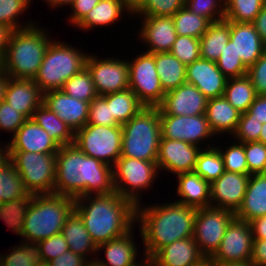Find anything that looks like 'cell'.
Here are the masks:
<instances>
[{
	"label": "cell",
	"instance_id": "cell-1",
	"mask_svg": "<svg viewBox=\"0 0 266 266\" xmlns=\"http://www.w3.org/2000/svg\"><path fill=\"white\" fill-rule=\"evenodd\" d=\"M113 192L115 188L110 165L87 156L74 144L59 148L56 153L54 194L75 199Z\"/></svg>",
	"mask_w": 266,
	"mask_h": 266
},
{
	"label": "cell",
	"instance_id": "cell-2",
	"mask_svg": "<svg viewBox=\"0 0 266 266\" xmlns=\"http://www.w3.org/2000/svg\"><path fill=\"white\" fill-rule=\"evenodd\" d=\"M153 204L137 205L136 224L144 248L142 256L150 258L177 240L193 237L197 213L196 208L175 201Z\"/></svg>",
	"mask_w": 266,
	"mask_h": 266
},
{
	"label": "cell",
	"instance_id": "cell-3",
	"mask_svg": "<svg viewBox=\"0 0 266 266\" xmlns=\"http://www.w3.org/2000/svg\"><path fill=\"white\" fill-rule=\"evenodd\" d=\"M74 210L96 246L127 234L137 223V205L116 191L77 197Z\"/></svg>",
	"mask_w": 266,
	"mask_h": 266
},
{
	"label": "cell",
	"instance_id": "cell-4",
	"mask_svg": "<svg viewBox=\"0 0 266 266\" xmlns=\"http://www.w3.org/2000/svg\"><path fill=\"white\" fill-rule=\"evenodd\" d=\"M35 24L14 30L3 57V70L10 78L34 79L52 36Z\"/></svg>",
	"mask_w": 266,
	"mask_h": 266
},
{
	"label": "cell",
	"instance_id": "cell-5",
	"mask_svg": "<svg viewBox=\"0 0 266 266\" xmlns=\"http://www.w3.org/2000/svg\"><path fill=\"white\" fill-rule=\"evenodd\" d=\"M75 199L58 194H33L24 219L21 238L40 242L61 233L67 217L74 210Z\"/></svg>",
	"mask_w": 266,
	"mask_h": 266
},
{
	"label": "cell",
	"instance_id": "cell-6",
	"mask_svg": "<svg viewBox=\"0 0 266 266\" xmlns=\"http://www.w3.org/2000/svg\"><path fill=\"white\" fill-rule=\"evenodd\" d=\"M121 127V156L156 162L161 139L158 107H143Z\"/></svg>",
	"mask_w": 266,
	"mask_h": 266
},
{
	"label": "cell",
	"instance_id": "cell-7",
	"mask_svg": "<svg viewBox=\"0 0 266 266\" xmlns=\"http://www.w3.org/2000/svg\"><path fill=\"white\" fill-rule=\"evenodd\" d=\"M68 42L52 40L46 49L35 84L44 93L59 90L66 81L86 67L88 52H82Z\"/></svg>",
	"mask_w": 266,
	"mask_h": 266
},
{
	"label": "cell",
	"instance_id": "cell-8",
	"mask_svg": "<svg viewBox=\"0 0 266 266\" xmlns=\"http://www.w3.org/2000/svg\"><path fill=\"white\" fill-rule=\"evenodd\" d=\"M9 161L30 194L54 193L56 153L9 151Z\"/></svg>",
	"mask_w": 266,
	"mask_h": 266
},
{
	"label": "cell",
	"instance_id": "cell-9",
	"mask_svg": "<svg viewBox=\"0 0 266 266\" xmlns=\"http://www.w3.org/2000/svg\"><path fill=\"white\" fill-rule=\"evenodd\" d=\"M112 170L115 191L136 205L142 202V191L153 188L151 186L154 185L159 175L156 162L123 156L115 162Z\"/></svg>",
	"mask_w": 266,
	"mask_h": 266
},
{
	"label": "cell",
	"instance_id": "cell-10",
	"mask_svg": "<svg viewBox=\"0 0 266 266\" xmlns=\"http://www.w3.org/2000/svg\"><path fill=\"white\" fill-rule=\"evenodd\" d=\"M73 144L87 156L113 167L121 156L122 127L86 124L74 132Z\"/></svg>",
	"mask_w": 266,
	"mask_h": 266
},
{
	"label": "cell",
	"instance_id": "cell-11",
	"mask_svg": "<svg viewBox=\"0 0 266 266\" xmlns=\"http://www.w3.org/2000/svg\"><path fill=\"white\" fill-rule=\"evenodd\" d=\"M131 60H128L129 88L144 107H158L166 92L156 71L154 53L142 50Z\"/></svg>",
	"mask_w": 266,
	"mask_h": 266
},
{
	"label": "cell",
	"instance_id": "cell-12",
	"mask_svg": "<svg viewBox=\"0 0 266 266\" xmlns=\"http://www.w3.org/2000/svg\"><path fill=\"white\" fill-rule=\"evenodd\" d=\"M234 218L235 213L228 209H197L193 238L205 257H211L219 248L226 229Z\"/></svg>",
	"mask_w": 266,
	"mask_h": 266
},
{
	"label": "cell",
	"instance_id": "cell-13",
	"mask_svg": "<svg viewBox=\"0 0 266 266\" xmlns=\"http://www.w3.org/2000/svg\"><path fill=\"white\" fill-rule=\"evenodd\" d=\"M86 68L91 73L98 95L129 89L128 61L122 58H99L94 53L88 54Z\"/></svg>",
	"mask_w": 266,
	"mask_h": 266
},
{
	"label": "cell",
	"instance_id": "cell-14",
	"mask_svg": "<svg viewBox=\"0 0 266 266\" xmlns=\"http://www.w3.org/2000/svg\"><path fill=\"white\" fill-rule=\"evenodd\" d=\"M161 137L171 140L185 141L201 148L214 146L213 143L208 145L204 141L211 140L215 134L209 127L206 115L197 116H173L160 115ZM204 143L206 147H203ZM211 144V145H210ZM210 145V146H209Z\"/></svg>",
	"mask_w": 266,
	"mask_h": 266
},
{
	"label": "cell",
	"instance_id": "cell-15",
	"mask_svg": "<svg viewBox=\"0 0 266 266\" xmlns=\"http://www.w3.org/2000/svg\"><path fill=\"white\" fill-rule=\"evenodd\" d=\"M253 241L249 222L235 217L227 227L219 248L210 258L214 263L251 261Z\"/></svg>",
	"mask_w": 266,
	"mask_h": 266
},
{
	"label": "cell",
	"instance_id": "cell-16",
	"mask_svg": "<svg viewBox=\"0 0 266 266\" xmlns=\"http://www.w3.org/2000/svg\"><path fill=\"white\" fill-rule=\"evenodd\" d=\"M201 149V147L185 141L161 137L156 159L159 172H168L169 176L171 173L176 176L192 172Z\"/></svg>",
	"mask_w": 266,
	"mask_h": 266
},
{
	"label": "cell",
	"instance_id": "cell-17",
	"mask_svg": "<svg viewBox=\"0 0 266 266\" xmlns=\"http://www.w3.org/2000/svg\"><path fill=\"white\" fill-rule=\"evenodd\" d=\"M208 99L193 84L185 82L167 91L158 106L160 115L197 116L205 114Z\"/></svg>",
	"mask_w": 266,
	"mask_h": 266
},
{
	"label": "cell",
	"instance_id": "cell-18",
	"mask_svg": "<svg viewBox=\"0 0 266 266\" xmlns=\"http://www.w3.org/2000/svg\"><path fill=\"white\" fill-rule=\"evenodd\" d=\"M249 179L248 174L225 171L210 184V207L228 209L235 213L242 204Z\"/></svg>",
	"mask_w": 266,
	"mask_h": 266
},
{
	"label": "cell",
	"instance_id": "cell-19",
	"mask_svg": "<svg viewBox=\"0 0 266 266\" xmlns=\"http://www.w3.org/2000/svg\"><path fill=\"white\" fill-rule=\"evenodd\" d=\"M141 25L138 41L145 44V52L160 53L170 52L177 39L172 17L166 16H141Z\"/></svg>",
	"mask_w": 266,
	"mask_h": 266
},
{
	"label": "cell",
	"instance_id": "cell-20",
	"mask_svg": "<svg viewBox=\"0 0 266 266\" xmlns=\"http://www.w3.org/2000/svg\"><path fill=\"white\" fill-rule=\"evenodd\" d=\"M43 104L56 113L73 132L84 127L88 121L90 103L70 97L60 89L44 92Z\"/></svg>",
	"mask_w": 266,
	"mask_h": 266
},
{
	"label": "cell",
	"instance_id": "cell-21",
	"mask_svg": "<svg viewBox=\"0 0 266 266\" xmlns=\"http://www.w3.org/2000/svg\"><path fill=\"white\" fill-rule=\"evenodd\" d=\"M227 79L214 61L200 58L186 66V82L193 84L207 99L223 96Z\"/></svg>",
	"mask_w": 266,
	"mask_h": 266
},
{
	"label": "cell",
	"instance_id": "cell-22",
	"mask_svg": "<svg viewBox=\"0 0 266 266\" xmlns=\"http://www.w3.org/2000/svg\"><path fill=\"white\" fill-rule=\"evenodd\" d=\"M9 141V151L57 153L60 148L32 118L27 119Z\"/></svg>",
	"mask_w": 266,
	"mask_h": 266
},
{
	"label": "cell",
	"instance_id": "cell-23",
	"mask_svg": "<svg viewBox=\"0 0 266 266\" xmlns=\"http://www.w3.org/2000/svg\"><path fill=\"white\" fill-rule=\"evenodd\" d=\"M4 101L26 119H31L36 109L43 103V92L35 84L34 79L10 78Z\"/></svg>",
	"mask_w": 266,
	"mask_h": 266
},
{
	"label": "cell",
	"instance_id": "cell-24",
	"mask_svg": "<svg viewBox=\"0 0 266 266\" xmlns=\"http://www.w3.org/2000/svg\"><path fill=\"white\" fill-rule=\"evenodd\" d=\"M230 40L234 42L237 57L248 69L265 52L266 44L260 38L252 23L230 21Z\"/></svg>",
	"mask_w": 266,
	"mask_h": 266
},
{
	"label": "cell",
	"instance_id": "cell-25",
	"mask_svg": "<svg viewBox=\"0 0 266 266\" xmlns=\"http://www.w3.org/2000/svg\"><path fill=\"white\" fill-rule=\"evenodd\" d=\"M133 235L134 229L119 238L99 244L97 253L103 250L105 259L95 256L96 260L101 266H135L141 259H137L140 251Z\"/></svg>",
	"mask_w": 266,
	"mask_h": 266
},
{
	"label": "cell",
	"instance_id": "cell-26",
	"mask_svg": "<svg viewBox=\"0 0 266 266\" xmlns=\"http://www.w3.org/2000/svg\"><path fill=\"white\" fill-rule=\"evenodd\" d=\"M204 258L193 237L177 240L152 257L155 266H193Z\"/></svg>",
	"mask_w": 266,
	"mask_h": 266
},
{
	"label": "cell",
	"instance_id": "cell-27",
	"mask_svg": "<svg viewBox=\"0 0 266 266\" xmlns=\"http://www.w3.org/2000/svg\"><path fill=\"white\" fill-rule=\"evenodd\" d=\"M176 195L180 197L175 202L196 209L210 207V183L199 174L186 172L176 175Z\"/></svg>",
	"mask_w": 266,
	"mask_h": 266
},
{
	"label": "cell",
	"instance_id": "cell-28",
	"mask_svg": "<svg viewBox=\"0 0 266 266\" xmlns=\"http://www.w3.org/2000/svg\"><path fill=\"white\" fill-rule=\"evenodd\" d=\"M241 114L227 101L224 95L208 99L205 115L210 129L216 137L220 135L224 137L225 133L232 136Z\"/></svg>",
	"mask_w": 266,
	"mask_h": 266
},
{
	"label": "cell",
	"instance_id": "cell-29",
	"mask_svg": "<svg viewBox=\"0 0 266 266\" xmlns=\"http://www.w3.org/2000/svg\"><path fill=\"white\" fill-rule=\"evenodd\" d=\"M266 215V174L250 175L247 190L235 217L249 222Z\"/></svg>",
	"mask_w": 266,
	"mask_h": 266
},
{
	"label": "cell",
	"instance_id": "cell-30",
	"mask_svg": "<svg viewBox=\"0 0 266 266\" xmlns=\"http://www.w3.org/2000/svg\"><path fill=\"white\" fill-rule=\"evenodd\" d=\"M127 14L133 17V13L121 2V0H100L86 16L75 26L80 31H91L94 27L103 28L116 24V21Z\"/></svg>",
	"mask_w": 266,
	"mask_h": 266
},
{
	"label": "cell",
	"instance_id": "cell-31",
	"mask_svg": "<svg viewBox=\"0 0 266 266\" xmlns=\"http://www.w3.org/2000/svg\"><path fill=\"white\" fill-rule=\"evenodd\" d=\"M61 234L66 239L70 251L86 258L87 260L96 259L95 257H88L90 254L97 255V246L86 230L82 218L75 210H73L67 217L65 224L61 229Z\"/></svg>",
	"mask_w": 266,
	"mask_h": 266
},
{
	"label": "cell",
	"instance_id": "cell-32",
	"mask_svg": "<svg viewBox=\"0 0 266 266\" xmlns=\"http://www.w3.org/2000/svg\"><path fill=\"white\" fill-rule=\"evenodd\" d=\"M156 71L165 92L186 82V65L170 52L154 53Z\"/></svg>",
	"mask_w": 266,
	"mask_h": 266
},
{
	"label": "cell",
	"instance_id": "cell-33",
	"mask_svg": "<svg viewBox=\"0 0 266 266\" xmlns=\"http://www.w3.org/2000/svg\"><path fill=\"white\" fill-rule=\"evenodd\" d=\"M230 40V21L212 22L199 39L201 58L216 62Z\"/></svg>",
	"mask_w": 266,
	"mask_h": 266
},
{
	"label": "cell",
	"instance_id": "cell-34",
	"mask_svg": "<svg viewBox=\"0 0 266 266\" xmlns=\"http://www.w3.org/2000/svg\"><path fill=\"white\" fill-rule=\"evenodd\" d=\"M32 119L61 147L74 142V132L56 113L45 104H41L34 112Z\"/></svg>",
	"mask_w": 266,
	"mask_h": 266
},
{
	"label": "cell",
	"instance_id": "cell-35",
	"mask_svg": "<svg viewBox=\"0 0 266 266\" xmlns=\"http://www.w3.org/2000/svg\"><path fill=\"white\" fill-rule=\"evenodd\" d=\"M256 96L254 86L247 75L227 79L224 97L240 113L248 111Z\"/></svg>",
	"mask_w": 266,
	"mask_h": 266
},
{
	"label": "cell",
	"instance_id": "cell-36",
	"mask_svg": "<svg viewBox=\"0 0 266 266\" xmlns=\"http://www.w3.org/2000/svg\"><path fill=\"white\" fill-rule=\"evenodd\" d=\"M103 97L110 104L111 116L120 125L127 123L144 107L130 88L124 91L110 93Z\"/></svg>",
	"mask_w": 266,
	"mask_h": 266
},
{
	"label": "cell",
	"instance_id": "cell-37",
	"mask_svg": "<svg viewBox=\"0 0 266 266\" xmlns=\"http://www.w3.org/2000/svg\"><path fill=\"white\" fill-rule=\"evenodd\" d=\"M20 241L22 243L11 247L8 253L0 254V266H41L45 263L38 243Z\"/></svg>",
	"mask_w": 266,
	"mask_h": 266
},
{
	"label": "cell",
	"instance_id": "cell-38",
	"mask_svg": "<svg viewBox=\"0 0 266 266\" xmlns=\"http://www.w3.org/2000/svg\"><path fill=\"white\" fill-rule=\"evenodd\" d=\"M193 171L210 184L218 179L225 172L224 161L219 149L215 145L202 148Z\"/></svg>",
	"mask_w": 266,
	"mask_h": 266
},
{
	"label": "cell",
	"instance_id": "cell-39",
	"mask_svg": "<svg viewBox=\"0 0 266 266\" xmlns=\"http://www.w3.org/2000/svg\"><path fill=\"white\" fill-rule=\"evenodd\" d=\"M172 19L177 35L191 36L198 39L202 37L211 24L207 18L196 15L186 7L178 10L172 16Z\"/></svg>",
	"mask_w": 266,
	"mask_h": 266
},
{
	"label": "cell",
	"instance_id": "cell-40",
	"mask_svg": "<svg viewBox=\"0 0 266 266\" xmlns=\"http://www.w3.org/2000/svg\"><path fill=\"white\" fill-rule=\"evenodd\" d=\"M0 195L2 203L18 198H31L14 165L9 161L0 169Z\"/></svg>",
	"mask_w": 266,
	"mask_h": 266
},
{
	"label": "cell",
	"instance_id": "cell-41",
	"mask_svg": "<svg viewBox=\"0 0 266 266\" xmlns=\"http://www.w3.org/2000/svg\"><path fill=\"white\" fill-rule=\"evenodd\" d=\"M30 202L31 198H18L0 204V219L19 237Z\"/></svg>",
	"mask_w": 266,
	"mask_h": 266
},
{
	"label": "cell",
	"instance_id": "cell-42",
	"mask_svg": "<svg viewBox=\"0 0 266 266\" xmlns=\"http://www.w3.org/2000/svg\"><path fill=\"white\" fill-rule=\"evenodd\" d=\"M266 0H225V19L239 23H252Z\"/></svg>",
	"mask_w": 266,
	"mask_h": 266
},
{
	"label": "cell",
	"instance_id": "cell-43",
	"mask_svg": "<svg viewBox=\"0 0 266 266\" xmlns=\"http://www.w3.org/2000/svg\"><path fill=\"white\" fill-rule=\"evenodd\" d=\"M60 90L70 97L89 103L98 96L91 73L86 67L66 81Z\"/></svg>",
	"mask_w": 266,
	"mask_h": 266
},
{
	"label": "cell",
	"instance_id": "cell-44",
	"mask_svg": "<svg viewBox=\"0 0 266 266\" xmlns=\"http://www.w3.org/2000/svg\"><path fill=\"white\" fill-rule=\"evenodd\" d=\"M32 0H0V24L6 25L13 30L22 29L28 26H31L34 23V20L28 21H19V16L25 14V11H28Z\"/></svg>",
	"mask_w": 266,
	"mask_h": 266
},
{
	"label": "cell",
	"instance_id": "cell-45",
	"mask_svg": "<svg viewBox=\"0 0 266 266\" xmlns=\"http://www.w3.org/2000/svg\"><path fill=\"white\" fill-rule=\"evenodd\" d=\"M232 141L230 142V145H225V147L222 146V148L218 146V144L215 145L222 155L225 171L248 174L244 143H240L238 141L234 142V140Z\"/></svg>",
	"mask_w": 266,
	"mask_h": 266
},
{
	"label": "cell",
	"instance_id": "cell-46",
	"mask_svg": "<svg viewBox=\"0 0 266 266\" xmlns=\"http://www.w3.org/2000/svg\"><path fill=\"white\" fill-rule=\"evenodd\" d=\"M185 6V0H144L142 5L133 13L137 16H166L172 17Z\"/></svg>",
	"mask_w": 266,
	"mask_h": 266
},
{
	"label": "cell",
	"instance_id": "cell-47",
	"mask_svg": "<svg viewBox=\"0 0 266 266\" xmlns=\"http://www.w3.org/2000/svg\"><path fill=\"white\" fill-rule=\"evenodd\" d=\"M184 7L211 23L225 19V0H185Z\"/></svg>",
	"mask_w": 266,
	"mask_h": 266
},
{
	"label": "cell",
	"instance_id": "cell-48",
	"mask_svg": "<svg viewBox=\"0 0 266 266\" xmlns=\"http://www.w3.org/2000/svg\"><path fill=\"white\" fill-rule=\"evenodd\" d=\"M218 69L226 78L242 77L247 75V68L237 57L234 51V42L229 40L219 59L216 61Z\"/></svg>",
	"mask_w": 266,
	"mask_h": 266
},
{
	"label": "cell",
	"instance_id": "cell-49",
	"mask_svg": "<svg viewBox=\"0 0 266 266\" xmlns=\"http://www.w3.org/2000/svg\"><path fill=\"white\" fill-rule=\"evenodd\" d=\"M170 53L187 66L201 58L200 41L191 36L178 35Z\"/></svg>",
	"mask_w": 266,
	"mask_h": 266
},
{
	"label": "cell",
	"instance_id": "cell-50",
	"mask_svg": "<svg viewBox=\"0 0 266 266\" xmlns=\"http://www.w3.org/2000/svg\"><path fill=\"white\" fill-rule=\"evenodd\" d=\"M86 124L101 126H121L113 116H111L110 104L107 100L98 95L89 104L88 121Z\"/></svg>",
	"mask_w": 266,
	"mask_h": 266
},
{
	"label": "cell",
	"instance_id": "cell-51",
	"mask_svg": "<svg viewBox=\"0 0 266 266\" xmlns=\"http://www.w3.org/2000/svg\"><path fill=\"white\" fill-rule=\"evenodd\" d=\"M248 175L266 174V144L258 141L244 143Z\"/></svg>",
	"mask_w": 266,
	"mask_h": 266
},
{
	"label": "cell",
	"instance_id": "cell-52",
	"mask_svg": "<svg viewBox=\"0 0 266 266\" xmlns=\"http://www.w3.org/2000/svg\"><path fill=\"white\" fill-rule=\"evenodd\" d=\"M262 123L255 119L249 118L245 113L241 114L238 121L237 128L232 134V138L240 143L246 142H259V134L261 131Z\"/></svg>",
	"mask_w": 266,
	"mask_h": 266
},
{
	"label": "cell",
	"instance_id": "cell-53",
	"mask_svg": "<svg viewBox=\"0 0 266 266\" xmlns=\"http://www.w3.org/2000/svg\"><path fill=\"white\" fill-rule=\"evenodd\" d=\"M27 119L7 102L0 103V131H7L12 136Z\"/></svg>",
	"mask_w": 266,
	"mask_h": 266
},
{
	"label": "cell",
	"instance_id": "cell-54",
	"mask_svg": "<svg viewBox=\"0 0 266 266\" xmlns=\"http://www.w3.org/2000/svg\"><path fill=\"white\" fill-rule=\"evenodd\" d=\"M45 263L62 255L69 250L66 239L61 233L55 234L43 241L38 242Z\"/></svg>",
	"mask_w": 266,
	"mask_h": 266
},
{
	"label": "cell",
	"instance_id": "cell-55",
	"mask_svg": "<svg viewBox=\"0 0 266 266\" xmlns=\"http://www.w3.org/2000/svg\"><path fill=\"white\" fill-rule=\"evenodd\" d=\"M256 95H266V48L264 54L247 69Z\"/></svg>",
	"mask_w": 266,
	"mask_h": 266
},
{
	"label": "cell",
	"instance_id": "cell-56",
	"mask_svg": "<svg viewBox=\"0 0 266 266\" xmlns=\"http://www.w3.org/2000/svg\"><path fill=\"white\" fill-rule=\"evenodd\" d=\"M100 0H74L69 6L71 14L68 18V23L75 26L86 16V14L95 7Z\"/></svg>",
	"mask_w": 266,
	"mask_h": 266
},
{
	"label": "cell",
	"instance_id": "cell-57",
	"mask_svg": "<svg viewBox=\"0 0 266 266\" xmlns=\"http://www.w3.org/2000/svg\"><path fill=\"white\" fill-rule=\"evenodd\" d=\"M88 260L68 250L48 262L49 266H85Z\"/></svg>",
	"mask_w": 266,
	"mask_h": 266
},
{
	"label": "cell",
	"instance_id": "cell-58",
	"mask_svg": "<svg viewBox=\"0 0 266 266\" xmlns=\"http://www.w3.org/2000/svg\"><path fill=\"white\" fill-rule=\"evenodd\" d=\"M245 114L262 124L266 123V95H257Z\"/></svg>",
	"mask_w": 266,
	"mask_h": 266
},
{
	"label": "cell",
	"instance_id": "cell-59",
	"mask_svg": "<svg viewBox=\"0 0 266 266\" xmlns=\"http://www.w3.org/2000/svg\"><path fill=\"white\" fill-rule=\"evenodd\" d=\"M251 262L254 266H266V239L253 241Z\"/></svg>",
	"mask_w": 266,
	"mask_h": 266
},
{
	"label": "cell",
	"instance_id": "cell-60",
	"mask_svg": "<svg viewBox=\"0 0 266 266\" xmlns=\"http://www.w3.org/2000/svg\"><path fill=\"white\" fill-rule=\"evenodd\" d=\"M254 240L266 239V215L249 221Z\"/></svg>",
	"mask_w": 266,
	"mask_h": 266
},
{
	"label": "cell",
	"instance_id": "cell-61",
	"mask_svg": "<svg viewBox=\"0 0 266 266\" xmlns=\"http://www.w3.org/2000/svg\"><path fill=\"white\" fill-rule=\"evenodd\" d=\"M262 41L266 44V2L252 22Z\"/></svg>",
	"mask_w": 266,
	"mask_h": 266
},
{
	"label": "cell",
	"instance_id": "cell-62",
	"mask_svg": "<svg viewBox=\"0 0 266 266\" xmlns=\"http://www.w3.org/2000/svg\"><path fill=\"white\" fill-rule=\"evenodd\" d=\"M13 29L6 25L0 24V56L3 58L6 48L8 47L10 37L13 33Z\"/></svg>",
	"mask_w": 266,
	"mask_h": 266
},
{
	"label": "cell",
	"instance_id": "cell-63",
	"mask_svg": "<svg viewBox=\"0 0 266 266\" xmlns=\"http://www.w3.org/2000/svg\"><path fill=\"white\" fill-rule=\"evenodd\" d=\"M4 145L0 144V169L9 162V146L7 142Z\"/></svg>",
	"mask_w": 266,
	"mask_h": 266
},
{
	"label": "cell",
	"instance_id": "cell-64",
	"mask_svg": "<svg viewBox=\"0 0 266 266\" xmlns=\"http://www.w3.org/2000/svg\"><path fill=\"white\" fill-rule=\"evenodd\" d=\"M10 77L3 71L0 73V103L4 101L5 91Z\"/></svg>",
	"mask_w": 266,
	"mask_h": 266
},
{
	"label": "cell",
	"instance_id": "cell-65",
	"mask_svg": "<svg viewBox=\"0 0 266 266\" xmlns=\"http://www.w3.org/2000/svg\"><path fill=\"white\" fill-rule=\"evenodd\" d=\"M46 2V4H48L51 8H53L55 10L60 8V7H66V6H70L74 0H43V2Z\"/></svg>",
	"mask_w": 266,
	"mask_h": 266
},
{
	"label": "cell",
	"instance_id": "cell-66",
	"mask_svg": "<svg viewBox=\"0 0 266 266\" xmlns=\"http://www.w3.org/2000/svg\"><path fill=\"white\" fill-rule=\"evenodd\" d=\"M121 2L134 13L144 2V0H121Z\"/></svg>",
	"mask_w": 266,
	"mask_h": 266
},
{
	"label": "cell",
	"instance_id": "cell-67",
	"mask_svg": "<svg viewBox=\"0 0 266 266\" xmlns=\"http://www.w3.org/2000/svg\"><path fill=\"white\" fill-rule=\"evenodd\" d=\"M140 258L142 260H140L135 266H155L152 258L145 256L143 258L140 256Z\"/></svg>",
	"mask_w": 266,
	"mask_h": 266
},
{
	"label": "cell",
	"instance_id": "cell-68",
	"mask_svg": "<svg viewBox=\"0 0 266 266\" xmlns=\"http://www.w3.org/2000/svg\"><path fill=\"white\" fill-rule=\"evenodd\" d=\"M215 266H254L251 261L243 263H215Z\"/></svg>",
	"mask_w": 266,
	"mask_h": 266
},
{
	"label": "cell",
	"instance_id": "cell-69",
	"mask_svg": "<svg viewBox=\"0 0 266 266\" xmlns=\"http://www.w3.org/2000/svg\"><path fill=\"white\" fill-rule=\"evenodd\" d=\"M193 266H215V263L211 260L210 257H205L199 263Z\"/></svg>",
	"mask_w": 266,
	"mask_h": 266
},
{
	"label": "cell",
	"instance_id": "cell-70",
	"mask_svg": "<svg viewBox=\"0 0 266 266\" xmlns=\"http://www.w3.org/2000/svg\"><path fill=\"white\" fill-rule=\"evenodd\" d=\"M259 142L266 144V123H264L261 127V131L259 134Z\"/></svg>",
	"mask_w": 266,
	"mask_h": 266
},
{
	"label": "cell",
	"instance_id": "cell-71",
	"mask_svg": "<svg viewBox=\"0 0 266 266\" xmlns=\"http://www.w3.org/2000/svg\"><path fill=\"white\" fill-rule=\"evenodd\" d=\"M85 266H101L100 263L98 262V260L96 259H92V260H88L85 263Z\"/></svg>",
	"mask_w": 266,
	"mask_h": 266
},
{
	"label": "cell",
	"instance_id": "cell-72",
	"mask_svg": "<svg viewBox=\"0 0 266 266\" xmlns=\"http://www.w3.org/2000/svg\"><path fill=\"white\" fill-rule=\"evenodd\" d=\"M3 71V58L0 56V73H2Z\"/></svg>",
	"mask_w": 266,
	"mask_h": 266
},
{
	"label": "cell",
	"instance_id": "cell-73",
	"mask_svg": "<svg viewBox=\"0 0 266 266\" xmlns=\"http://www.w3.org/2000/svg\"><path fill=\"white\" fill-rule=\"evenodd\" d=\"M41 266H49L48 263H43Z\"/></svg>",
	"mask_w": 266,
	"mask_h": 266
},
{
	"label": "cell",
	"instance_id": "cell-74",
	"mask_svg": "<svg viewBox=\"0 0 266 266\" xmlns=\"http://www.w3.org/2000/svg\"><path fill=\"white\" fill-rule=\"evenodd\" d=\"M2 203V196L0 195V204Z\"/></svg>",
	"mask_w": 266,
	"mask_h": 266
}]
</instances>
